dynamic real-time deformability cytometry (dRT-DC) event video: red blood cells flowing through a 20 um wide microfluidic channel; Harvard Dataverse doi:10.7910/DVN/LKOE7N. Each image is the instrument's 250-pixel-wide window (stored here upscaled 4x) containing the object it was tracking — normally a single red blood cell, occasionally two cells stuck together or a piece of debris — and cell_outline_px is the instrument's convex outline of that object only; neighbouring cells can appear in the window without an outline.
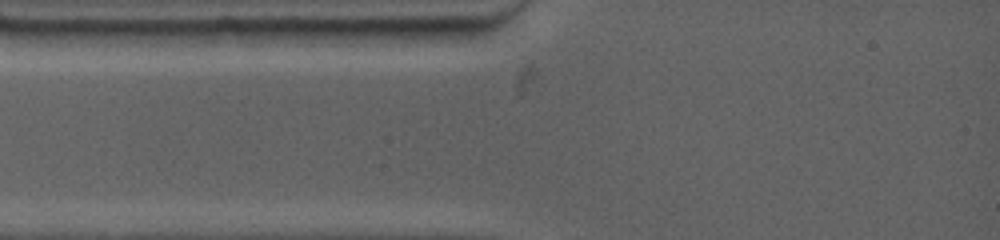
{"species": "common noctule bat (a hibernating species)", "species_latin": "Nyctalus noctula", "temperature_condition": "warm", "stored_images_in_passage": 2, "segment_of_instrument_passage": [2, 2], "camera_frame_rate_fps": 4500, "um_per_image_px": 0.085, "animal": {"sex": "female", "body_mass_g": 19.0, "forearm_length_mm": 53.3}, "frame": {"image": 1, "passage_image": 2, "time_ms": 0.222, "image_size_px": [1000, 240], "cell_outline_px": [[192, 32], [156, 48], [148, 48], [108, 44], [92, 32], [92, 28], [160, 28]], "centroid_in_image_um": [11.78, 3.1], "position_along_channel_um": 73.2, "area_um2": 10.17}}